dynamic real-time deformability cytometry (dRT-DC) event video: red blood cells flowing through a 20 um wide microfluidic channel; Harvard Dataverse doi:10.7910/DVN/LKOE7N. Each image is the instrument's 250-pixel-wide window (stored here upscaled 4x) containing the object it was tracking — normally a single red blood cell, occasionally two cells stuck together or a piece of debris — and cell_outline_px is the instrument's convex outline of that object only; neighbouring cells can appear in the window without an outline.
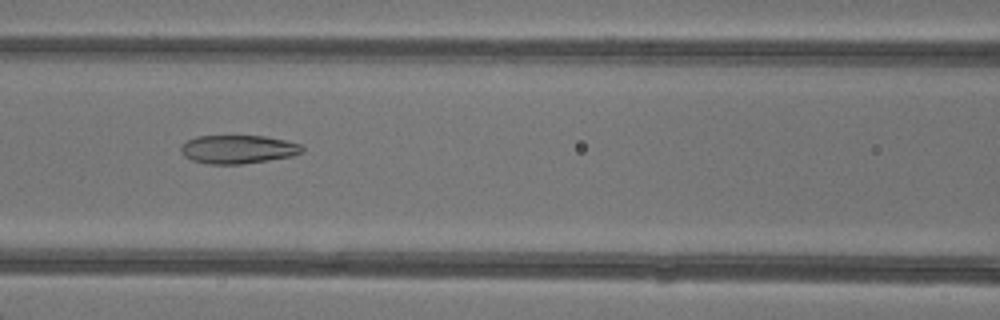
{"species": "common noctule bat (a hibernating species)", "species_latin": "Nyctalus noctula", "temperature_condition": "warm", "stored_images_in_passage": 8, "camera_frame_rate_fps": 3000, "um_per_image_px": 0.085, "animal": {"sex": "female"}, "frame": {"image": 1, "passage_image": 8, "time_ms": 8.667, "image_size_px": [1000, 320], "cell_outline_px": [[304, 152], [292, 156], [268, 160], [240, 164], [208, 164], [192, 160], [184, 156], [180, 152], [180, 144], [196, 136], [264, 136], [284, 140], [300, 144], [304, 148]], "centroid_in_image_um": [20.2, 12.69], "position_along_channel_um": 146.4, "area_um2": 20.17}}